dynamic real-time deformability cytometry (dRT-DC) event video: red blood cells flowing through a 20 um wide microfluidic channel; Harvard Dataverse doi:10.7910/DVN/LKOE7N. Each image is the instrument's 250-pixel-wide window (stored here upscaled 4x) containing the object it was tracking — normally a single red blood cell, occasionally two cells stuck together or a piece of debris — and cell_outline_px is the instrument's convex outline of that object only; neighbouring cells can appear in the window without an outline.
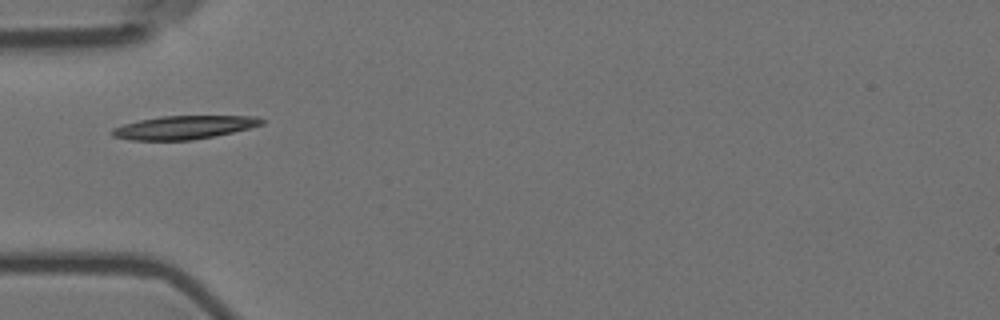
{"species": "Egyptian fruit bat (a non-hibernating species)", "species_latin": "Rousettus aegyptiacus", "temperature_condition": "room temperature", "stored_images_in_passage": 3, "camera_frame_rate_fps": 3000, "um_per_image_px": 0.085, "animal": {"sex": "female"}, "frame": {"image": 1, "passage_image": 1, "time_ms": 0.0, "image_size_px": [1000, 320], "cell_outline_px": [[264, 124], [232, 132], [192, 140], [132, 140], [112, 136], [108, 132], [112, 128], [124, 124], [140, 120], [160, 116], [256, 116], [264, 120]], "centroid_in_image_um": [15.6, 10.83], "position_along_channel_um": 69.4, "area_um2": 20.29}}